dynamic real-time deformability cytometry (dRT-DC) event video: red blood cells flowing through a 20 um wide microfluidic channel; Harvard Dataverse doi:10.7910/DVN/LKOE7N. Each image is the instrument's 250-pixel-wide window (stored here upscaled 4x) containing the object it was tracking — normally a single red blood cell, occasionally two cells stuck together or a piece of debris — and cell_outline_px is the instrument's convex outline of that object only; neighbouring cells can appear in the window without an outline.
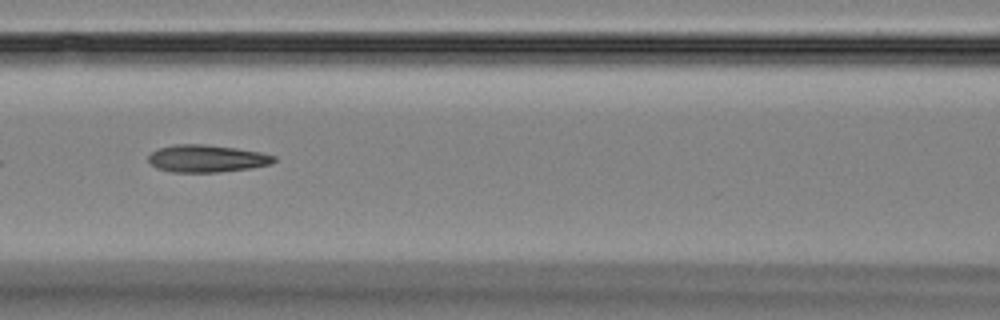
{"species": "Egyptian fruit bat (a non-hibernating species)", "species_latin": "Rousettus aegyptiacus", "temperature_condition": "room temperature", "stored_images_in_passage": 15, "camera_frame_rate_fps": 3000, "um_per_image_px": 0.085, "animal": {"sex": "female"}, "frame": {"image": 1, "passage_image": 7, "time_ms": 7.667, "image_size_px": [1000, 320], "cell_outline_px": [[276, 160], [272, 164], [252, 168], [216, 172], [172, 172], [156, 168], [148, 160], [148, 156], [152, 152], [160, 148], [176, 144], [204, 144], [236, 148], [260, 152], [276, 156]], "centroid_in_image_um": [17.6, 13.48], "position_along_channel_um": 149.0, "area_um2": 20.0}}
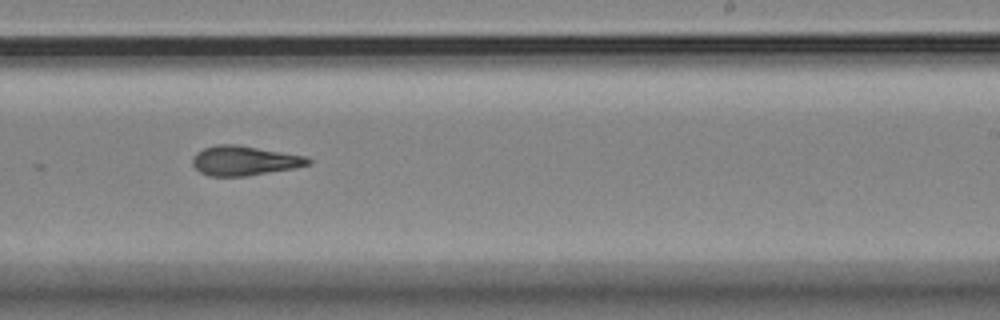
{"frame": {"image": 2, "passage_image": 10, "time_ms": 11.0, "image_size_px": [1000, 320], "cell_outline_px": [[312, 164], [296, 168], [244, 176], [208, 176], [200, 172], [192, 164], [192, 156], [196, 152], [204, 148], [216, 144], [236, 144], [304, 156], [312, 160]], "centroid_in_image_um": [20.75, 13.66], "position_along_channel_um": 268.3, "area_um2": 19.94}}
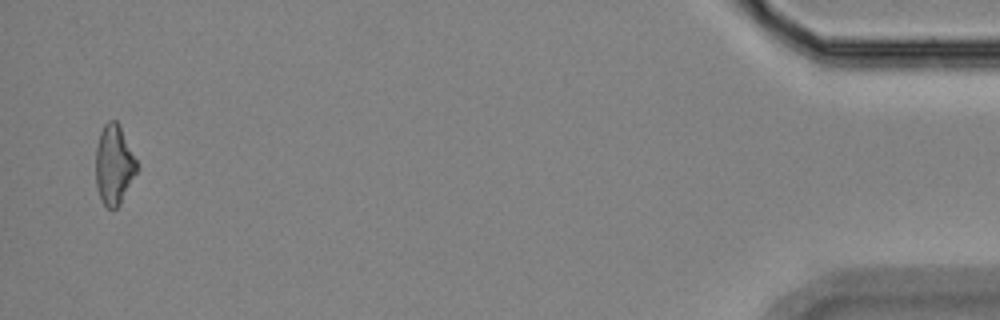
{"frame": {"image": 3, "passage_image": 15, "time_ms": 17.667, "image_size_px": [1000, 320], "cell_outline_px": [[140, 168], [120, 204], [116, 208], [108, 208], [104, 204], [100, 196], [96, 184], [96, 148], [100, 132], [104, 124], [108, 120], [116, 120], [120, 124]], "centroid_in_image_um": [9.72, 13.98], "position_along_channel_um": 425.5, "area_um2": 19.25}, "authors_computed_cell_mechanics": {"area_um2": 19.941, "velocity_mm_per_s": 3.5922, "shape_relaxation_time_tau1_ms": 4.31, "shape_relaxation_time_tau2_ms": 1.9442, "deformation_change_tau1": 0.142, "deformation_change_tau2": 0.1013}}